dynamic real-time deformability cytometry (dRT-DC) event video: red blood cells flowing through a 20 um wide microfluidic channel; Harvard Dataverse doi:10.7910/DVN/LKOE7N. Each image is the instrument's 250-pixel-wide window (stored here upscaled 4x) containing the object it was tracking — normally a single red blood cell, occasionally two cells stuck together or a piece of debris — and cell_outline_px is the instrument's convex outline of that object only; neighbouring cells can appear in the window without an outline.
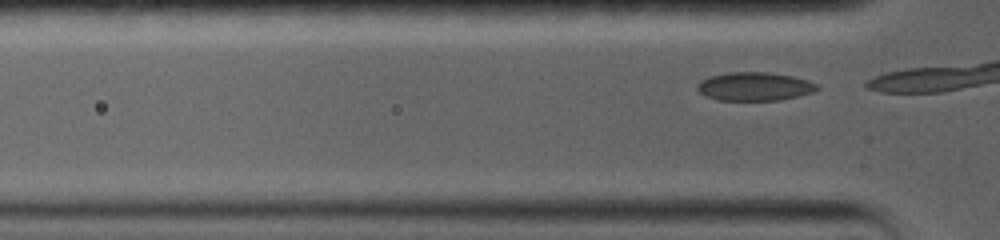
{"species": "common noctule bat (a hibernating species)", "species_latin": "Nyctalus noctula", "temperature_condition": "warm", "stored_images_in_passage": 4, "camera_frame_rate_fps": 5000, "um_per_image_px": 0.085, "animal": {"sex": "female", "body_mass_g": 19.0, "forearm_length_mm": 56.7}, "frame": {"image": 1, "passage_image": 2, "time_ms": 0.2, "image_size_px": [1000, 240], "cell_outline_px": [[820, 88], [812, 92], [780, 100], [716, 100], [704, 96], [696, 88], [696, 84], [700, 80], [708, 76], [728, 72], [768, 72], [792, 76], [808, 80], [816, 84]], "centroid_in_image_um": [64.07, 7.34], "position_along_channel_um": 61.7, "area_um2": 20.0}}